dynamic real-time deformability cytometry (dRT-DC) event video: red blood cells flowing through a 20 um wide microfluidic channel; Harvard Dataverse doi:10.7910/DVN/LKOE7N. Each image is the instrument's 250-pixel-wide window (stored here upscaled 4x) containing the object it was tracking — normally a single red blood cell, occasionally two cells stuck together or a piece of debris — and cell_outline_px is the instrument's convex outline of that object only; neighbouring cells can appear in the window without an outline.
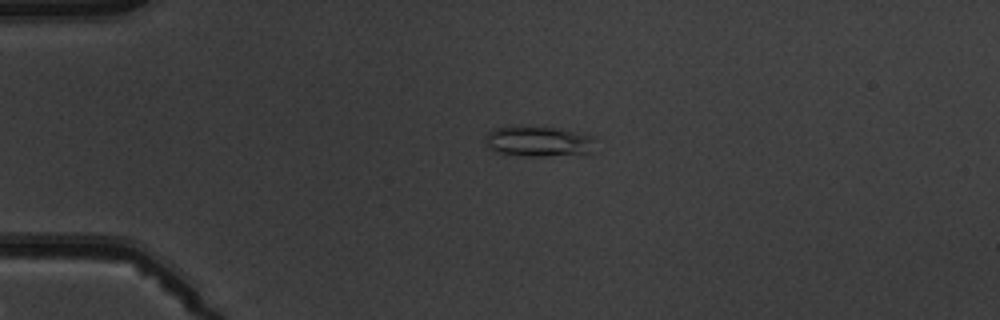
{"species": "common noctule bat (a hibernating species)", "species_latin": "Nyctalus noctula", "temperature_condition": "warm", "stored_images_in_passage": 1, "camera_frame_rate_fps": 3000, "um_per_image_px": 0.085, "animal": {"sex": "male", "body_mass_g": 19.5, "forearm_length_mm": 54.6}, "frame": {"image": 1, "passage_image": 1, "time_ms": 0.0, "image_size_px": [1000, 320], "cell_outline_px": [[596, 140], [592, 152], [544, 156], [528, 156], [500, 152], [488, 148], [484, 144], [484, 136], [492, 128], [508, 124], [560, 128], [596, 136]], "centroid_in_image_um": [45.73, 11.96], "position_along_channel_um": 39.3, "area_um2": 20.17}}